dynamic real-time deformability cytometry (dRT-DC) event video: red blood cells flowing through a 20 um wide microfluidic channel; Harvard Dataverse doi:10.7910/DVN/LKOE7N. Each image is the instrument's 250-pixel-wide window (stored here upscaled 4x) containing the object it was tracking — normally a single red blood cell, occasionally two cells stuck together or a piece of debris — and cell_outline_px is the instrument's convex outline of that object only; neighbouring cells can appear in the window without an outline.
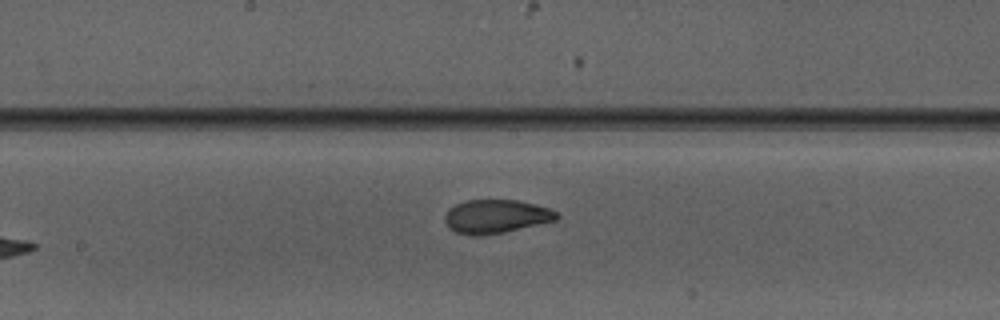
{"species": "Egyptian fruit bat (a non-hibernating species)", "species_latin": "Rousettus aegyptiacus", "temperature_condition": "warm", "stored_images_in_passage": 8, "camera_frame_rate_fps": 3000, "um_per_image_px": 0.085, "animal": {"sex": "male"}, "frame": {"image": 1, "passage_image": 8, "time_ms": 8.333, "image_size_px": [1000, 320], "cell_outline_px": [[560, 216], [556, 220], [504, 232], [476, 236], [456, 232], [448, 228], [444, 220], [444, 216], [456, 204], [468, 200], [516, 200], [536, 204], [560, 212]], "centroid_in_image_um": [42.19, 18.39], "position_along_channel_um": 206.0, "area_um2": 21.79}}